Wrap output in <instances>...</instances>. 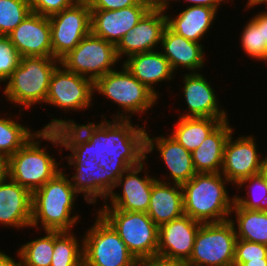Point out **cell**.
<instances>
[{
  "mask_svg": "<svg viewBox=\"0 0 267 266\" xmlns=\"http://www.w3.org/2000/svg\"><path fill=\"white\" fill-rule=\"evenodd\" d=\"M205 44L189 41L170 30L164 28L160 50L167 58L174 73L182 69L188 73H198L202 71L205 63ZM186 69V70H185Z\"/></svg>",
  "mask_w": 267,
  "mask_h": 266,
  "instance_id": "22",
  "label": "cell"
},
{
  "mask_svg": "<svg viewBox=\"0 0 267 266\" xmlns=\"http://www.w3.org/2000/svg\"><path fill=\"white\" fill-rule=\"evenodd\" d=\"M21 111L18 117L13 113L0 116V152L8 157L15 154L38 131H33L24 123L20 124L18 119L23 115Z\"/></svg>",
  "mask_w": 267,
  "mask_h": 266,
  "instance_id": "30",
  "label": "cell"
},
{
  "mask_svg": "<svg viewBox=\"0 0 267 266\" xmlns=\"http://www.w3.org/2000/svg\"><path fill=\"white\" fill-rule=\"evenodd\" d=\"M240 266H267V259H248V262H244Z\"/></svg>",
  "mask_w": 267,
  "mask_h": 266,
  "instance_id": "47",
  "label": "cell"
},
{
  "mask_svg": "<svg viewBox=\"0 0 267 266\" xmlns=\"http://www.w3.org/2000/svg\"><path fill=\"white\" fill-rule=\"evenodd\" d=\"M94 82L66 70L61 64L54 70L45 104L68 111H82L94 105ZM67 111V112H66Z\"/></svg>",
  "mask_w": 267,
  "mask_h": 266,
  "instance_id": "12",
  "label": "cell"
},
{
  "mask_svg": "<svg viewBox=\"0 0 267 266\" xmlns=\"http://www.w3.org/2000/svg\"><path fill=\"white\" fill-rule=\"evenodd\" d=\"M44 236L29 240L19 246L22 266H50L54 250V231L45 230Z\"/></svg>",
  "mask_w": 267,
  "mask_h": 266,
  "instance_id": "32",
  "label": "cell"
},
{
  "mask_svg": "<svg viewBox=\"0 0 267 266\" xmlns=\"http://www.w3.org/2000/svg\"><path fill=\"white\" fill-rule=\"evenodd\" d=\"M50 119L42 130H55L61 139L62 148L70 151L66 162H93L107 154L114 161H128L133 167L146 160V119L144 125L133 123L132 119H107L101 122L78 124L73 119Z\"/></svg>",
  "mask_w": 267,
  "mask_h": 266,
  "instance_id": "1",
  "label": "cell"
},
{
  "mask_svg": "<svg viewBox=\"0 0 267 266\" xmlns=\"http://www.w3.org/2000/svg\"><path fill=\"white\" fill-rule=\"evenodd\" d=\"M20 55L7 36H0V86L17 68Z\"/></svg>",
  "mask_w": 267,
  "mask_h": 266,
  "instance_id": "36",
  "label": "cell"
},
{
  "mask_svg": "<svg viewBox=\"0 0 267 266\" xmlns=\"http://www.w3.org/2000/svg\"><path fill=\"white\" fill-rule=\"evenodd\" d=\"M165 27L166 15L164 8H151L116 45L118 59L123 61L125 57L127 58L136 53L159 50Z\"/></svg>",
  "mask_w": 267,
  "mask_h": 266,
  "instance_id": "15",
  "label": "cell"
},
{
  "mask_svg": "<svg viewBox=\"0 0 267 266\" xmlns=\"http://www.w3.org/2000/svg\"><path fill=\"white\" fill-rule=\"evenodd\" d=\"M182 77L183 87L179 88L182 91L180 96L183 95L187 108L185 111L181 109L182 113H179L178 117L229 118L226 109L219 102L215 89L204 74L186 72Z\"/></svg>",
  "mask_w": 267,
  "mask_h": 266,
  "instance_id": "17",
  "label": "cell"
},
{
  "mask_svg": "<svg viewBox=\"0 0 267 266\" xmlns=\"http://www.w3.org/2000/svg\"><path fill=\"white\" fill-rule=\"evenodd\" d=\"M7 37L20 57H52L48 17L31 12Z\"/></svg>",
  "mask_w": 267,
  "mask_h": 266,
  "instance_id": "19",
  "label": "cell"
},
{
  "mask_svg": "<svg viewBox=\"0 0 267 266\" xmlns=\"http://www.w3.org/2000/svg\"><path fill=\"white\" fill-rule=\"evenodd\" d=\"M42 140L50 142L54 148L60 147L59 153L63 151L59 134L55 130L41 129L9 157V178L31 193L62 171V160L57 162L53 153H49V147L42 145Z\"/></svg>",
  "mask_w": 267,
  "mask_h": 266,
  "instance_id": "3",
  "label": "cell"
},
{
  "mask_svg": "<svg viewBox=\"0 0 267 266\" xmlns=\"http://www.w3.org/2000/svg\"><path fill=\"white\" fill-rule=\"evenodd\" d=\"M122 64L159 99L161 93L156 90L155 85L164 81L170 82L176 75L160 50L133 54L125 58Z\"/></svg>",
  "mask_w": 267,
  "mask_h": 266,
  "instance_id": "23",
  "label": "cell"
},
{
  "mask_svg": "<svg viewBox=\"0 0 267 266\" xmlns=\"http://www.w3.org/2000/svg\"><path fill=\"white\" fill-rule=\"evenodd\" d=\"M146 213L158 227L181 217L184 214L182 186L156 180Z\"/></svg>",
  "mask_w": 267,
  "mask_h": 266,
  "instance_id": "25",
  "label": "cell"
},
{
  "mask_svg": "<svg viewBox=\"0 0 267 266\" xmlns=\"http://www.w3.org/2000/svg\"><path fill=\"white\" fill-rule=\"evenodd\" d=\"M136 266H187L184 262L164 258L159 255L137 259Z\"/></svg>",
  "mask_w": 267,
  "mask_h": 266,
  "instance_id": "42",
  "label": "cell"
},
{
  "mask_svg": "<svg viewBox=\"0 0 267 266\" xmlns=\"http://www.w3.org/2000/svg\"><path fill=\"white\" fill-rule=\"evenodd\" d=\"M0 249V266H22L21 259L18 251L16 252L17 259L11 257L9 254L5 253Z\"/></svg>",
  "mask_w": 267,
  "mask_h": 266,
  "instance_id": "43",
  "label": "cell"
},
{
  "mask_svg": "<svg viewBox=\"0 0 267 266\" xmlns=\"http://www.w3.org/2000/svg\"><path fill=\"white\" fill-rule=\"evenodd\" d=\"M264 5L265 8H267V0H247L245 6V10H250L253 9L254 7L260 6V5ZM266 5V6H265Z\"/></svg>",
  "mask_w": 267,
  "mask_h": 266,
  "instance_id": "46",
  "label": "cell"
},
{
  "mask_svg": "<svg viewBox=\"0 0 267 266\" xmlns=\"http://www.w3.org/2000/svg\"><path fill=\"white\" fill-rule=\"evenodd\" d=\"M59 65L60 61L53 57H21L17 68L3 83L5 100L15 107H22V112L37 104L42 107L52 74Z\"/></svg>",
  "mask_w": 267,
  "mask_h": 266,
  "instance_id": "5",
  "label": "cell"
},
{
  "mask_svg": "<svg viewBox=\"0 0 267 266\" xmlns=\"http://www.w3.org/2000/svg\"><path fill=\"white\" fill-rule=\"evenodd\" d=\"M150 137L146 132V157L153 151L160 154L159 158L165 164L168 174L156 178L159 181L175 184L188 182L197 172L195 171L191 152L185 149L169 134ZM164 178V179H163Z\"/></svg>",
  "mask_w": 267,
  "mask_h": 266,
  "instance_id": "16",
  "label": "cell"
},
{
  "mask_svg": "<svg viewBox=\"0 0 267 266\" xmlns=\"http://www.w3.org/2000/svg\"><path fill=\"white\" fill-rule=\"evenodd\" d=\"M78 237L80 238L77 239L73 230L54 231V250L50 266H83V236Z\"/></svg>",
  "mask_w": 267,
  "mask_h": 266,
  "instance_id": "31",
  "label": "cell"
},
{
  "mask_svg": "<svg viewBox=\"0 0 267 266\" xmlns=\"http://www.w3.org/2000/svg\"><path fill=\"white\" fill-rule=\"evenodd\" d=\"M235 187L239 193V189H247L244 196L233 195L237 206L249 210H267V179L263 173L243 179Z\"/></svg>",
  "mask_w": 267,
  "mask_h": 266,
  "instance_id": "33",
  "label": "cell"
},
{
  "mask_svg": "<svg viewBox=\"0 0 267 266\" xmlns=\"http://www.w3.org/2000/svg\"><path fill=\"white\" fill-rule=\"evenodd\" d=\"M98 165L105 169V176H107V197L111 191H113L114 186L121 175L126 170L133 167L128 161L111 160L110 156L107 154H104V156L100 158Z\"/></svg>",
  "mask_w": 267,
  "mask_h": 266,
  "instance_id": "38",
  "label": "cell"
},
{
  "mask_svg": "<svg viewBox=\"0 0 267 266\" xmlns=\"http://www.w3.org/2000/svg\"><path fill=\"white\" fill-rule=\"evenodd\" d=\"M262 35L263 45L267 48V9L262 11Z\"/></svg>",
  "mask_w": 267,
  "mask_h": 266,
  "instance_id": "45",
  "label": "cell"
},
{
  "mask_svg": "<svg viewBox=\"0 0 267 266\" xmlns=\"http://www.w3.org/2000/svg\"><path fill=\"white\" fill-rule=\"evenodd\" d=\"M175 1V2H174ZM226 1V2H225ZM230 0H166L164 9H169L170 6H173L172 3H186L187 6H205L209 8H214L217 12L220 10L219 8L222 7L221 4L229 3ZM234 3L233 0H231V4Z\"/></svg>",
  "mask_w": 267,
  "mask_h": 266,
  "instance_id": "41",
  "label": "cell"
},
{
  "mask_svg": "<svg viewBox=\"0 0 267 266\" xmlns=\"http://www.w3.org/2000/svg\"><path fill=\"white\" fill-rule=\"evenodd\" d=\"M78 0H29L31 12L50 17L72 6Z\"/></svg>",
  "mask_w": 267,
  "mask_h": 266,
  "instance_id": "39",
  "label": "cell"
},
{
  "mask_svg": "<svg viewBox=\"0 0 267 266\" xmlns=\"http://www.w3.org/2000/svg\"><path fill=\"white\" fill-rule=\"evenodd\" d=\"M136 257L157 255L158 229L146 212L97 209Z\"/></svg>",
  "mask_w": 267,
  "mask_h": 266,
  "instance_id": "8",
  "label": "cell"
},
{
  "mask_svg": "<svg viewBox=\"0 0 267 266\" xmlns=\"http://www.w3.org/2000/svg\"><path fill=\"white\" fill-rule=\"evenodd\" d=\"M201 224L183 214L161 225L158 229L157 255L186 263L192 254Z\"/></svg>",
  "mask_w": 267,
  "mask_h": 266,
  "instance_id": "18",
  "label": "cell"
},
{
  "mask_svg": "<svg viewBox=\"0 0 267 266\" xmlns=\"http://www.w3.org/2000/svg\"><path fill=\"white\" fill-rule=\"evenodd\" d=\"M262 173L267 179V154L265 155V160L263 163Z\"/></svg>",
  "mask_w": 267,
  "mask_h": 266,
  "instance_id": "49",
  "label": "cell"
},
{
  "mask_svg": "<svg viewBox=\"0 0 267 266\" xmlns=\"http://www.w3.org/2000/svg\"><path fill=\"white\" fill-rule=\"evenodd\" d=\"M230 214L237 239L267 245V210L244 209L234 203Z\"/></svg>",
  "mask_w": 267,
  "mask_h": 266,
  "instance_id": "29",
  "label": "cell"
},
{
  "mask_svg": "<svg viewBox=\"0 0 267 266\" xmlns=\"http://www.w3.org/2000/svg\"><path fill=\"white\" fill-rule=\"evenodd\" d=\"M9 178V157L0 152V183Z\"/></svg>",
  "mask_w": 267,
  "mask_h": 266,
  "instance_id": "44",
  "label": "cell"
},
{
  "mask_svg": "<svg viewBox=\"0 0 267 266\" xmlns=\"http://www.w3.org/2000/svg\"><path fill=\"white\" fill-rule=\"evenodd\" d=\"M234 134L235 131L226 142L220 173L235 186L243 179L262 173L265 156L261 158L255 135L235 137Z\"/></svg>",
  "mask_w": 267,
  "mask_h": 266,
  "instance_id": "14",
  "label": "cell"
},
{
  "mask_svg": "<svg viewBox=\"0 0 267 266\" xmlns=\"http://www.w3.org/2000/svg\"><path fill=\"white\" fill-rule=\"evenodd\" d=\"M228 184L221 173H196L181 185L184 214L202 224L229 220L234 196L228 193Z\"/></svg>",
  "mask_w": 267,
  "mask_h": 266,
  "instance_id": "4",
  "label": "cell"
},
{
  "mask_svg": "<svg viewBox=\"0 0 267 266\" xmlns=\"http://www.w3.org/2000/svg\"><path fill=\"white\" fill-rule=\"evenodd\" d=\"M68 167L62 166V170L74 168V174L69 177L71 185L78 194H83L86 203L94 205L98 199L103 202L107 199V176L105 169L93 162H66Z\"/></svg>",
  "mask_w": 267,
  "mask_h": 266,
  "instance_id": "27",
  "label": "cell"
},
{
  "mask_svg": "<svg viewBox=\"0 0 267 266\" xmlns=\"http://www.w3.org/2000/svg\"><path fill=\"white\" fill-rule=\"evenodd\" d=\"M32 193L10 178L0 183V226L31 228Z\"/></svg>",
  "mask_w": 267,
  "mask_h": 266,
  "instance_id": "21",
  "label": "cell"
},
{
  "mask_svg": "<svg viewBox=\"0 0 267 266\" xmlns=\"http://www.w3.org/2000/svg\"><path fill=\"white\" fill-rule=\"evenodd\" d=\"M234 129L229 119L222 121L200 144L191 152L192 161L197 173H220L226 142Z\"/></svg>",
  "mask_w": 267,
  "mask_h": 266,
  "instance_id": "26",
  "label": "cell"
},
{
  "mask_svg": "<svg viewBox=\"0 0 267 266\" xmlns=\"http://www.w3.org/2000/svg\"><path fill=\"white\" fill-rule=\"evenodd\" d=\"M49 18L52 57L61 60L91 32V9L87 0H78Z\"/></svg>",
  "mask_w": 267,
  "mask_h": 266,
  "instance_id": "11",
  "label": "cell"
},
{
  "mask_svg": "<svg viewBox=\"0 0 267 266\" xmlns=\"http://www.w3.org/2000/svg\"><path fill=\"white\" fill-rule=\"evenodd\" d=\"M119 61L116 46L90 32L60 60V64L66 70L95 82L116 69Z\"/></svg>",
  "mask_w": 267,
  "mask_h": 266,
  "instance_id": "10",
  "label": "cell"
},
{
  "mask_svg": "<svg viewBox=\"0 0 267 266\" xmlns=\"http://www.w3.org/2000/svg\"><path fill=\"white\" fill-rule=\"evenodd\" d=\"M245 26L240 34V45L243 54H247L248 59L264 62L267 59V48L263 45L262 35V11L246 20Z\"/></svg>",
  "mask_w": 267,
  "mask_h": 266,
  "instance_id": "34",
  "label": "cell"
},
{
  "mask_svg": "<svg viewBox=\"0 0 267 266\" xmlns=\"http://www.w3.org/2000/svg\"><path fill=\"white\" fill-rule=\"evenodd\" d=\"M164 11L166 26L170 30L189 41L201 44H203L204 36L207 37V33H211L210 29L213 27L212 24H215L214 21L218 19L216 16L219 13L214 8L205 6H187L175 15L167 13L170 9H164Z\"/></svg>",
  "mask_w": 267,
  "mask_h": 266,
  "instance_id": "24",
  "label": "cell"
},
{
  "mask_svg": "<svg viewBox=\"0 0 267 266\" xmlns=\"http://www.w3.org/2000/svg\"><path fill=\"white\" fill-rule=\"evenodd\" d=\"M147 160L148 157L140 165L129 168L121 175L113 191H111L99 209L147 212L152 186L157 180L156 176H150V169L145 165ZM143 171L145 173L141 176ZM116 188H120L122 192L115 191Z\"/></svg>",
  "mask_w": 267,
  "mask_h": 266,
  "instance_id": "13",
  "label": "cell"
},
{
  "mask_svg": "<svg viewBox=\"0 0 267 266\" xmlns=\"http://www.w3.org/2000/svg\"><path fill=\"white\" fill-rule=\"evenodd\" d=\"M29 13V0H0V36L10 34Z\"/></svg>",
  "mask_w": 267,
  "mask_h": 266,
  "instance_id": "35",
  "label": "cell"
},
{
  "mask_svg": "<svg viewBox=\"0 0 267 266\" xmlns=\"http://www.w3.org/2000/svg\"><path fill=\"white\" fill-rule=\"evenodd\" d=\"M91 10H117L133 5H148L139 0H87Z\"/></svg>",
  "mask_w": 267,
  "mask_h": 266,
  "instance_id": "40",
  "label": "cell"
},
{
  "mask_svg": "<svg viewBox=\"0 0 267 266\" xmlns=\"http://www.w3.org/2000/svg\"><path fill=\"white\" fill-rule=\"evenodd\" d=\"M94 224L83 235V266H136V257L119 234L96 211Z\"/></svg>",
  "mask_w": 267,
  "mask_h": 266,
  "instance_id": "7",
  "label": "cell"
},
{
  "mask_svg": "<svg viewBox=\"0 0 267 266\" xmlns=\"http://www.w3.org/2000/svg\"><path fill=\"white\" fill-rule=\"evenodd\" d=\"M150 9L149 5H133L117 10H91V32L116 46Z\"/></svg>",
  "mask_w": 267,
  "mask_h": 266,
  "instance_id": "20",
  "label": "cell"
},
{
  "mask_svg": "<svg viewBox=\"0 0 267 266\" xmlns=\"http://www.w3.org/2000/svg\"><path fill=\"white\" fill-rule=\"evenodd\" d=\"M148 4L151 8H162L165 6L166 0H139Z\"/></svg>",
  "mask_w": 267,
  "mask_h": 266,
  "instance_id": "48",
  "label": "cell"
},
{
  "mask_svg": "<svg viewBox=\"0 0 267 266\" xmlns=\"http://www.w3.org/2000/svg\"><path fill=\"white\" fill-rule=\"evenodd\" d=\"M169 135L185 149L192 152L222 122L229 118L177 117Z\"/></svg>",
  "mask_w": 267,
  "mask_h": 266,
  "instance_id": "28",
  "label": "cell"
},
{
  "mask_svg": "<svg viewBox=\"0 0 267 266\" xmlns=\"http://www.w3.org/2000/svg\"><path fill=\"white\" fill-rule=\"evenodd\" d=\"M248 259H267V245L237 239L233 266H240Z\"/></svg>",
  "mask_w": 267,
  "mask_h": 266,
  "instance_id": "37",
  "label": "cell"
},
{
  "mask_svg": "<svg viewBox=\"0 0 267 266\" xmlns=\"http://www.w3.org/2000/svg\"><path fill=\"white\" fill-rule=\"evenodd\" d=\"M94 93L108 99L111 105L119 107V112L111 114V119H132L140 117L153 109L159 98L144 84L137 80L127 68L121 64V69H114L94 82ZM107 98V99H106Z\"/></svg>",
  "mask_w": 267,
  "mask_h": 266,
  "instance_id": "6",
  "label": "cell"
},
{
  "mask_svg": "<svg viewBox=\"0 0 267 266\" xmlns=\"http://www.w3.org/2000/svg\"><path fill=\"white\" fill-rule=\"evenodd\" d=\"M237 236L230 220L200 225L187 266H233Z\"/></svg>",
  "mask_w": 267,
  "mask_h": 266,
  "instance_id": "9",
  "label": "cell"
},
{
  "mask_svg": "<svg viewBox=\"0 0 267 266\" xmlns=\"http://www.w3.org/2000/svg\"><path fill=\"white\" fill-rule=\"evenodd\" d=\"M65 173V170L60 171L53 179L32 193V229L42 232L43 230L72 231L79 222L80 214L73 213L76 211L75 201L79 194L71 185L68 177L70 175Z\"/></svg>",
  "mask_w": 267,
  "mask_h": 266,
  "instance_id": "2",
  "label": "cell"
}]
</instances>
